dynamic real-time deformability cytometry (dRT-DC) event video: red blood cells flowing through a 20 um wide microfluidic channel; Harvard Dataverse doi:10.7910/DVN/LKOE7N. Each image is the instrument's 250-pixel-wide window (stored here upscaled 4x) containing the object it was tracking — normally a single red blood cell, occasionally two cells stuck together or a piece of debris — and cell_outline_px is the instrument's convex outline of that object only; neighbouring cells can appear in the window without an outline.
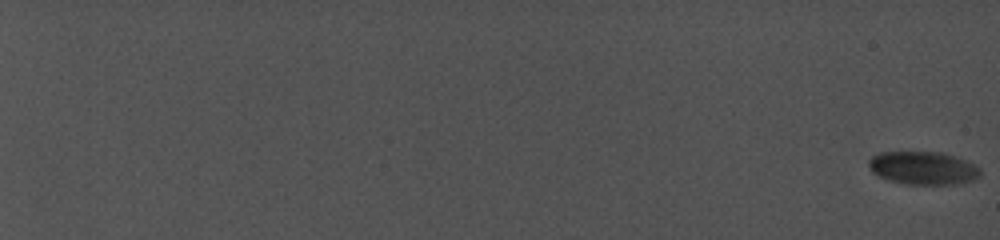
{"species": "common noctule bat (a hibernating species)", "species_latin": "Nyctalus noctula", "temperature_condition": "cold", "stored_images_in_passage": 30, "camera_frame_rate_fps": 5000, "um_per_image_px": 0.085, "animal": {"sex": "female", "body_mass_g": 19.0, "forearm_length_mm": 56.7}, "frame": {"image": 1, "passage_image": 1, "time_ms": 0.0, "image_size_px": [1000, 240], "cell_outline_px": [[980, 176], [972, 180], [960, 184], [904, 184], [888, 180], [872, 172], [868, 164], [868, 160], [872, 156], [880, 152], [940, 152], [964, 160], [980, 168]], "centroid_in_image_um": [78.43, 14.29], "position_along_channel_um": 6.6, "area_um2": 21.39}}
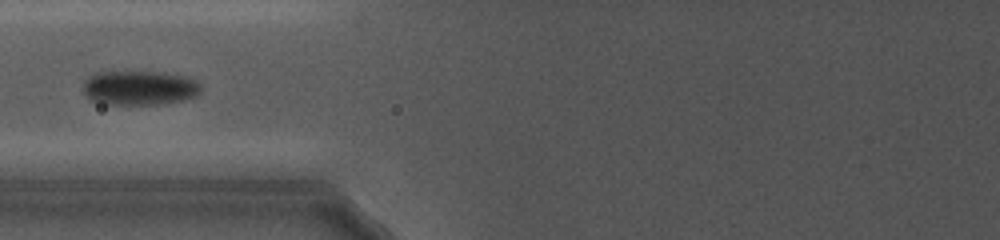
{"frame": {"image": 2, "passage_image": 18, "time_ms": 11.6, "image_size_px": [1000, 240], "cell_outline_px": [[200, 88], [192, 96], [180, 100], [156, 104], [108, 104], [92, 100], [84, 92], [84, 80], [92, 72], [164, 72], [188, 76]], "centroid_in_image_um": [11.77, 7.44], "position_along_channel_um": 114.0, "area_um2": 23.12}}
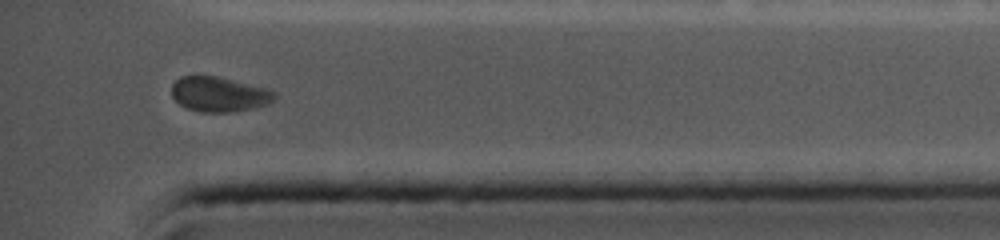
{"frame": {"image": 3, "passage_image": 30, "time_ms": 19.4, "image_size_px": [1000, 240], "cell_outline_px": [[276, 96], [272, 100], [264, 104], [252, 108], [232, 112], [200, 112], [188, 108], [180, 104], [172, 96], [172, 84], [180, 76], [216, 76], [268, 88], [276, 92]], "centroid_in_image_um": [18.61, 8.0], "position_along_channel_um": 416.6, "area_um2": 20.75}}